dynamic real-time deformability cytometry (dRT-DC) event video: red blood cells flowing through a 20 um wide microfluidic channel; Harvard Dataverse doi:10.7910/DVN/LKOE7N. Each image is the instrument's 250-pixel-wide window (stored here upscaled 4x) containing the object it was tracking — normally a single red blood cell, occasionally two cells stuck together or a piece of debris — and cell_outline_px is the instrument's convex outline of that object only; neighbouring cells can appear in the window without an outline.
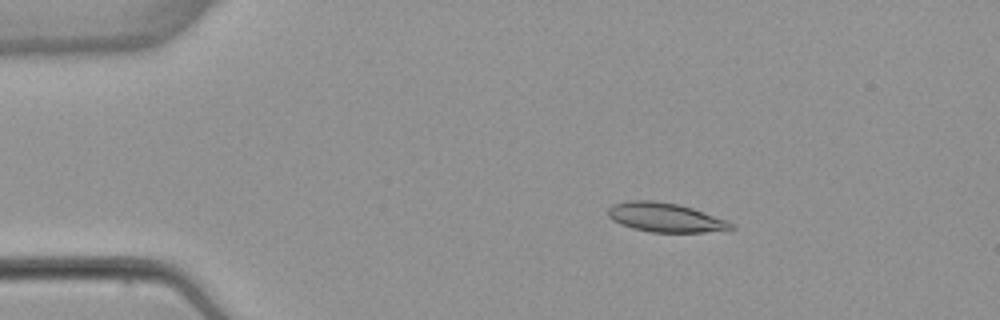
{"species": "common noctule bat (a hibernating species)", "species_latin": "Nyctalus noctula", "temperature_condition": "warm", "stored_images_in_passage": 51, "camera_frame_rate_fps": 3000, "um_per_image_px": 0.085, "animal": {"sex": "female", "body_mass_g": 22.7, "forearm_length_mm": 54.2}, "frame": {"image": 1, "passage_image": 8, "time_ms": 2.333, "image_size_px": [1000, 320], "cell_outline_px": [[736, 228], [704, 232], [652, 232], [632, 228], [620, 224], [612, 220], [608, 216], [608, 208], [612, 204], [628, 200], [652, 200], [676, 204], [692, 208], [728, 220], [736, 224]], "centroid_in_image_um": [56.55, 18.48], "position_along_channel_um": 28.5, "area_um2": 20.98}}
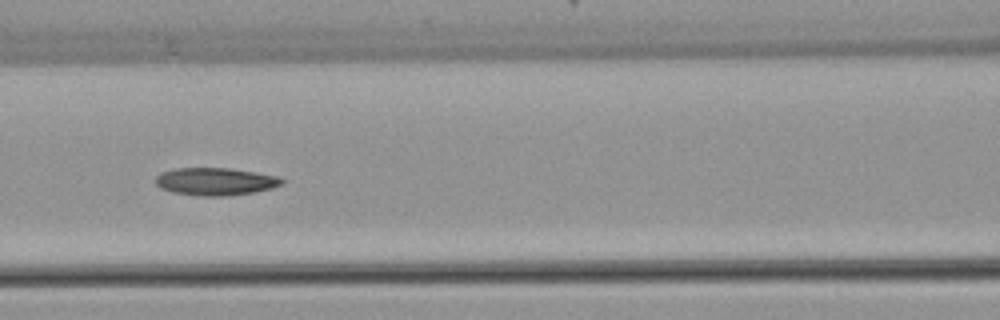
{"frame": {"image": 2, "passage_image": 22, "time_ms": 7.0, "image_size_px": [1000, 320], "cell_outline_px": [[284, 184], [272, 188], [252, 192], [228, 196], [200, 196], [172, 192], [160, 188], [156, 184], [156, 176], [160, 172], [176, 168], [228, 168], [256, 172], [276, 176], [284, 180]], "centroid_in_image_um": [18.29, 15.43], "position_along_channel_um": 148.3, "area_um2": 20.35}}
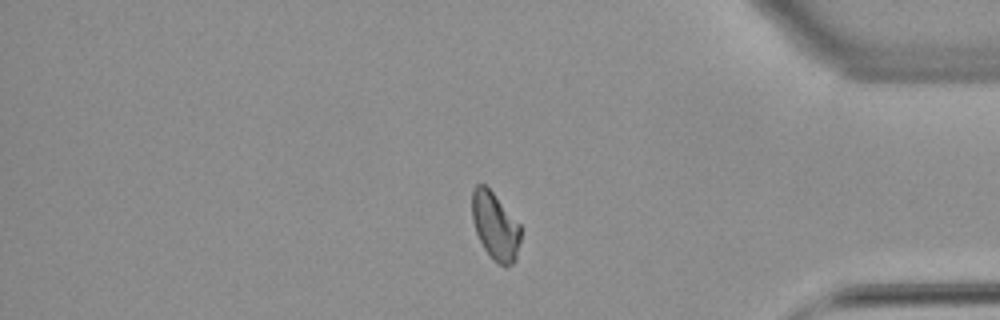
{"frame": {"image": 3, "passage_image": 43, "time_ms": 14.0, "image_size_px": [1000, 320], "cell_outline_px": [[520, 240], [516, 260], [512, 264], [504, 268], [492, 260], [484, 248], [476, 232], [472, 220], [472, 188], [476, 184], [484, 184], [492, 192], [520, 224]], "centroid_in_image_um": [42.09, 19.25], "position_along_channel_um": 393.1, "area_um2": 19.19}, "authors_computed_cell_mechanics": {"area_um2": 20.1722, "velocity_mm_per_s": 3.876, "shape_relaxation_time_tau1_ms": null, "shape_relaxation_time_tau2_ms": 8.7361, "deformation_change_tau1": null, "deformation_change_tau2": 0.1523}}